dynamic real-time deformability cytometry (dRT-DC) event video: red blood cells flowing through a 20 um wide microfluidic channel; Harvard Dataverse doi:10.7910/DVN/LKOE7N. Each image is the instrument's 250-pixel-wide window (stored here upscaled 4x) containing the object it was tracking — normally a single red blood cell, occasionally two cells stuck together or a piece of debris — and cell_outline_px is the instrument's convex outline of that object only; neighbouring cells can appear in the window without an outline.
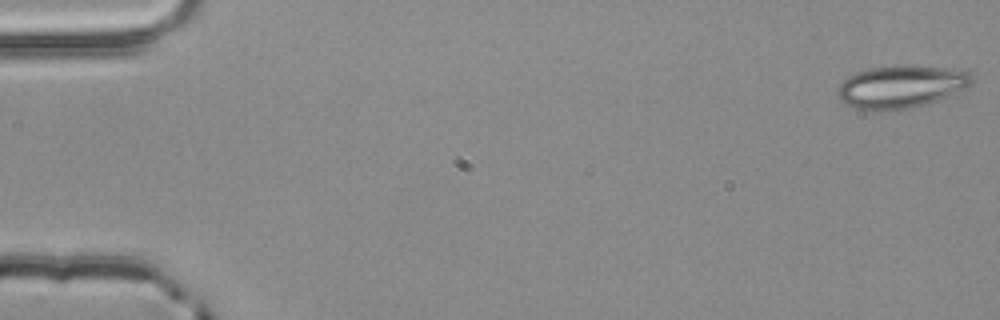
{"species": "common noctule bat (a hibernating species)", "species_latin": "Nyctalus noctula", "temperature_condition": "room temperature", "stored_images_in_passage": 54, "camera_frame_rate_fps": 3000, "um_per_image_px": 0.085, "animal": {"sex": "male", "body_mass_g": 20.4}, "frame": {"image": 1, "passage_image": 1, "time_ms": 0.0, "image_size_px": [1000, 320], "cell_outline_px": [[972, 84], [968, 88], [956, 96], [908, 108], [880, 112], [876, 112], [856, 108], [840, 100], [836, 92], [836, 88], [848, 76], [856, 72], [868, 68], [896, 64], [912, 64], [968, 68], [972, 72]], "centroid_in_image_um": [76.71, 7.33], "position_along_channel_um": 8.3, "area_um2": 35.08}}
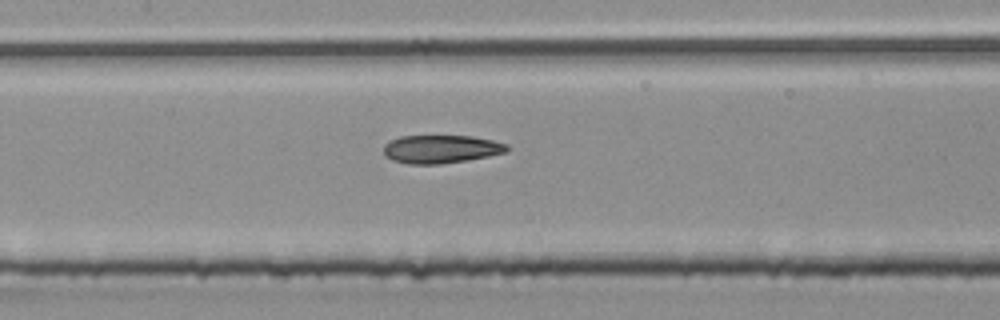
{"frame": {"image": 2, "passage_image": 26, "time_ms": 8.333, "image_size_px": [1000, 320], "cell_outline_px": [[512, 148], [508, 152], [468, 160], [440, 164], [408, 164], [392, 160], [384, 156], [384, 144], [388, 140], [400, 136], [472, 136], [492, 140], [508, 144]], "centroid_in_image_um": [37.49, 12.67], "position_along_channel_um": 169.9, "area_um2": 20.58}}
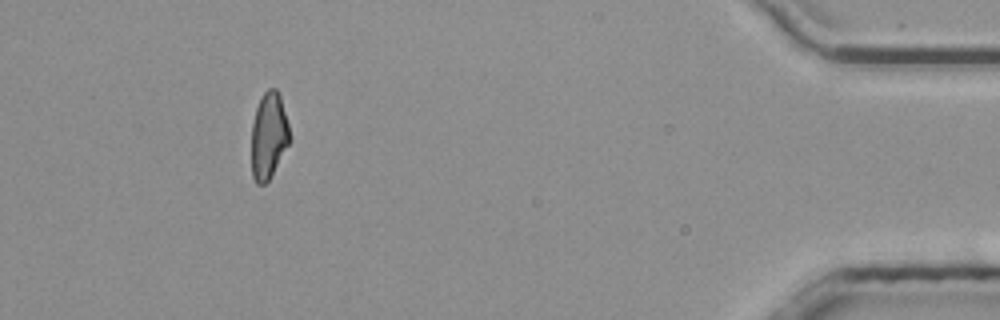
{"frame": {"image": 3, "passage_image": 50, "time_ms": 16.333, "image_size_px": [1000, 320], "cell_outline_px": [[292, 140], [268, 180], [264, 184], [256, 184], [252, 176], [252, 124], [256, 108], [264, 92], [268, 88], [276, 88], [280, 96], [288, 124]], "centroid_in_image_um": [22.85, 11.54], "position_along_channel_um": 412.3, "area_um2": 19.19}, "authors_computed_cell_mechanics": {"area_um2": 20.8658, "velocity_mm_per_s": 3.842, "shape_relaxation_time_tau1_ms": null, "shape_relaxation_time_tau2_ms": 3.754, "deformation_change_tau1": null, "deformation_change_tau2": 0.1193}}